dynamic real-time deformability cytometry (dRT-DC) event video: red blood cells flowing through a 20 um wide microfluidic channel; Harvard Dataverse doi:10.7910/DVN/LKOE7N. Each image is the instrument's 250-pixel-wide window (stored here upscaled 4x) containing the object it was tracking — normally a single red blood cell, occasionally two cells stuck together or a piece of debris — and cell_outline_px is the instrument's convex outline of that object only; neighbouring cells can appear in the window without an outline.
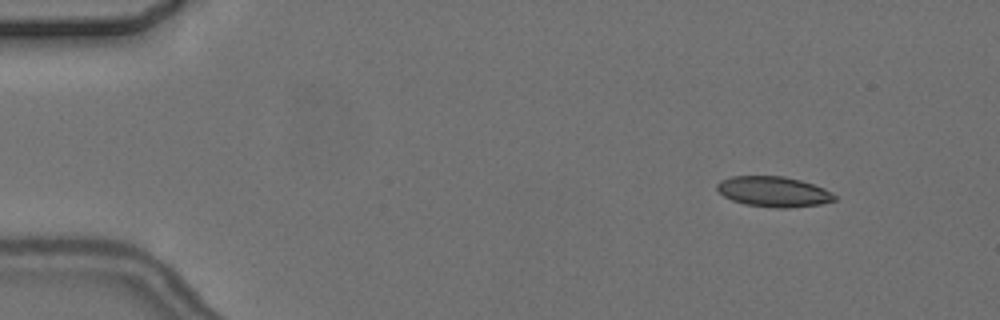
{"species": "common noctule bat (a hibernating species)", "species_latin": "Nyctalus noctula", "temperature_condition": "cold", "stored_images_in_passage": 4, "camera_frame_rate_fps": 3000, "um_per_image_px": 0.085, "animal": {"sex": "female", "body_mass_g": 24.6, "forearm_length_mm": 56.2}, "frame": {"image": 1, "passage_image": 1, "time_ms": 0.0, "image_size_px": [1000, 320], "cell_outline_px": [[836, 200], [820, 204], [788, 208], [776, 208], [744, 204], [732, 200], [724, 196], [716, 188], [716, 184], [720, 180], [732, 176], [784, 176], [800, 180], [824, 188], [832, 192], [836, 196]], "centroid_in_image_um": [65.75, 16.29], "position_along_channel_um": 19.3, "area_um2": 20.81}}